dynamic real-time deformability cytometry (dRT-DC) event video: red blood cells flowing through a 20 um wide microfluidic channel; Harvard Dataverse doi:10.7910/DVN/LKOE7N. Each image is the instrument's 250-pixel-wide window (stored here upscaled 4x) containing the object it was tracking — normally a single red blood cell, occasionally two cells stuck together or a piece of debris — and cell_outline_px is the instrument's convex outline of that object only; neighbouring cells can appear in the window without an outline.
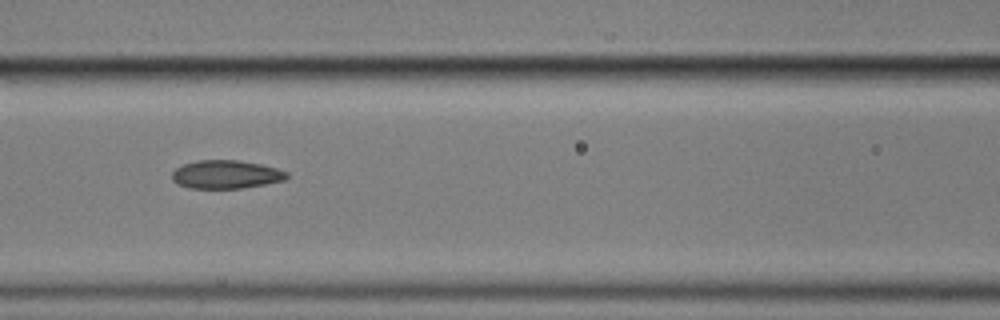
{"species": "common noctule bat (a hibernating species)", "species_latin": "Nyctalus noctula", "temperature_condition": "cold", "stored_images_in_passage": 10, "camera_frame_rate_fps": 3000, "um_per_image_px": 0.085, "animal": {"sex": "male", "body_mass_g": 17.9}, "frame": {"image": 1, "passage_image": 4, "time_ms": 4.333, "image_size_px": [1000, 320], "cell_outline_px": [[288, 176], [284, 180], [244, 188], [188, 188], [172, 180], [172, 172], [176, 168], [184, 164], [196, 160], [236, 160], [260, 164], [276, 168], [288, 172]], "centroid_in_image_um": [19.2, 14.82], "position_along_channel_um": 147.4, "area_um2": 18.84}}
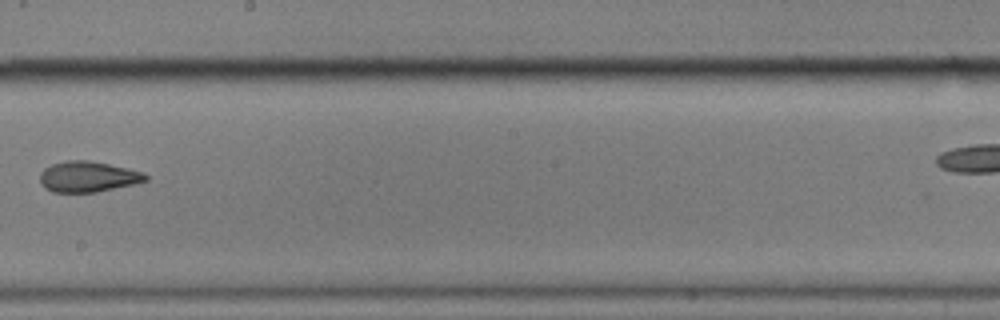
{"frame": {"image": 2, "passage_image": 6, "time_ms": 7.0, "image_size_px": [1000, 320], "cell_outline_px": [[148, 180], [132, 184], [96, 192], [52, 192], [44, 188], [40, 184], [40, 172], [44, 168], [52, 164], [68, 160], [88, 160], [108, 164], [144, 172], [148, 176]], "centroid_in_image_um": [7.44, 15.02], "position_along_channel_um": 240.8, "area_um2": 18.84}}
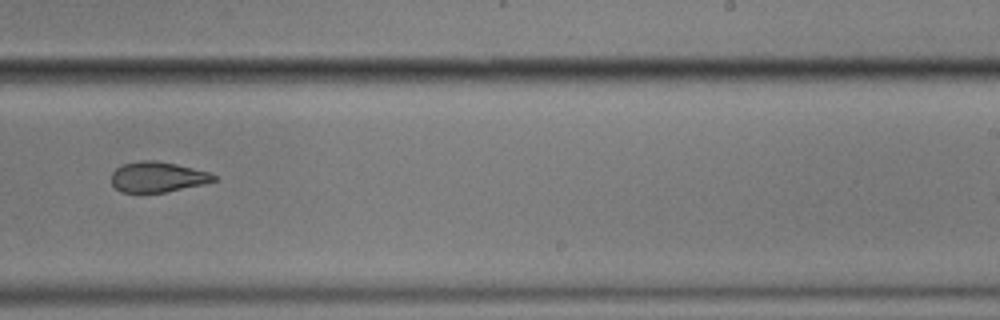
{"frame": {"image": 3, "passage_image": 7, "time_ms": 8.0, "image_size_px": [1000, 320], "cell_outline_px": [[216, 180], [204, 184], [164, 192], [120, 192], [112, 184], [112, 172], [116, 168], [124, 164], [140, 160], [156, 160], [176, 164], [208, 172], [216, 176]], "centroid_in_image_um": [13.38, 15.04], "position_along_channel_um": 275.6, "area_um2": 17.98}}